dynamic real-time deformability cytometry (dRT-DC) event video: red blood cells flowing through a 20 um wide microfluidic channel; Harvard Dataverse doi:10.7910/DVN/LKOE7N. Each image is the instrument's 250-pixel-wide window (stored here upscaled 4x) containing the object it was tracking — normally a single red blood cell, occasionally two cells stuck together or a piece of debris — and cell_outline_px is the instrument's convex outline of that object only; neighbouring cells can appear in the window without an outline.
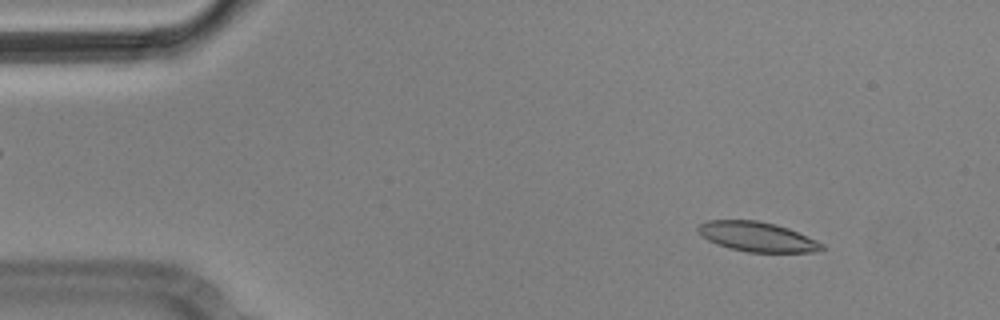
{"species": "Egyptian fruit bat (a non-hibernating species)", "species_latin": "Rousettus aegyptiacus", "temperature_condition": "cold", "stored_images_in_passage": 6, "camera_frame_rate_fps": 3000, "um_per_image_px": 0.085, "animal": {"sex": "male"}, "frame": {"image": 1, "passage_image": 2, "time_ms": 0.333, "image_size_px": [1000, 320], "cell_outline_px": [[824, 248], [812, 252], [748, 252], [728, 248], [716, 244], [708, 240], [696, 232], [696, 228], [700, 224], [708, 220], [756, 220], [776, 224], [788, 228], [816, 240], [824, 244]], "centroid_in_image_um": [64.31, 20.12], "position_along_channel_um": 20.7, "area_um2": 21.44}}